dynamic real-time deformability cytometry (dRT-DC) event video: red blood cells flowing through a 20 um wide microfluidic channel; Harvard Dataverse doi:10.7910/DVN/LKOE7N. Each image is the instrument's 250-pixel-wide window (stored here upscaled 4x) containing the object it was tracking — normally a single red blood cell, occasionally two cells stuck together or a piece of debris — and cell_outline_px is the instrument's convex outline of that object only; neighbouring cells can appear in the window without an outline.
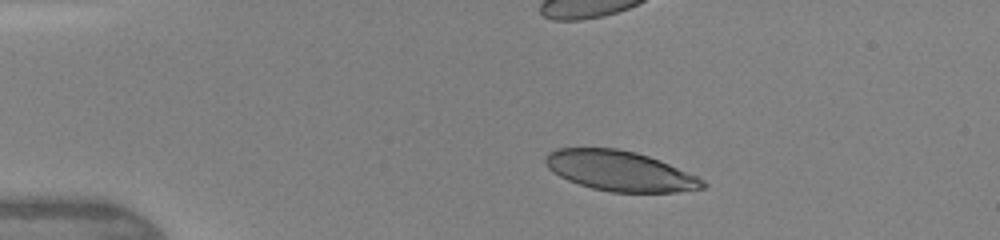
{"species": "human", "species_latin": "Homo sapiens", "temperature_condition": "warm", "stored_images_in_passage": 32, "camera_frame_rate_fps": 3000, "um_per_image_px": 0.085, "donor": {"sex": "female"}, "frame": {"image": 1, "passage_image": 6, "time_ms": 1.333, "image_size_px": [1000, 240], "cell_outline_px": [[708, 184], [704, 188], [676, 192], [612, 192], [592, 188], [568, 180], [552, 172], [548, 168], [544, 160], [544, 156], [548, 152], [556, 148], [616, 148], [636, 152], [660, 160], [696, 176], [704, 180]], "centroid_in_image_um": [52.67, 14.52], "position_along_channel_um": 32.3, "area_um2": 36.7}}